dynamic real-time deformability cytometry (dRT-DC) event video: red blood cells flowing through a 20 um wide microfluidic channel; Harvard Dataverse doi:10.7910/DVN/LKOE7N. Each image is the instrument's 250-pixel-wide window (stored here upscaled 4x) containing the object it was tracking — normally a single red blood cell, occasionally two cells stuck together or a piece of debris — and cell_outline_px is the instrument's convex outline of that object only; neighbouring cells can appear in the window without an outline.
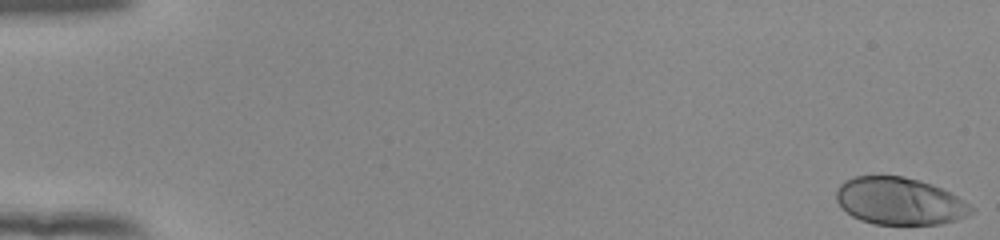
{"species": "human", "species_latin": "Homo sapiens", "temperature_condition": "room temperature", "stored_images_in_passage": 53, "camera_frame_rate_fps": 3000, "um_per_image_px": 0.085, "donor": {"sex": "female"}, "frame": {"image": 1, "passage_image": 1, "time_ms": 0.0, "image_size_px": [1000, 240], "cell_outline_px": [[972, 212], [956, 220], [940, 224], [876, 224], [860, 220], [852, 216], [836, 200], [836, 192], [840, 184], [844, 180], [856, 176], [904, 176], [920, 180], [932, 184], [956, 196], [968, 204], [972, 208]], "centroid_in_image_um": [76.43, 17.09], "position_along_channel_um": 8.6, "area_um2": 36.76}}
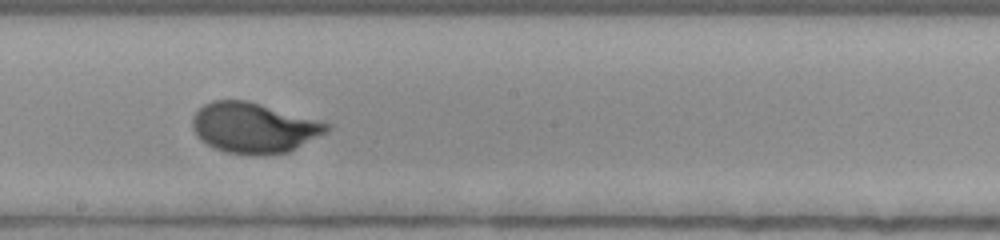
{"frame": {"image": 2, "passage_image": 31, "time_ms": 10.0, "image_size_px": [1000, 240], "cell_outline_px": [[332, 128], [328, 132], [288, 152], [256, 156], [228, 152], [216, 148], [200, 140], [196, 136], [192, 128], [192, 116], [204, 104], [212, 100], [248, 100], [332, 124]], "centroid_in_image_um": [21.59, 10.86], "position_along_channel_um": 226.6, "area_um2": 39.59}}
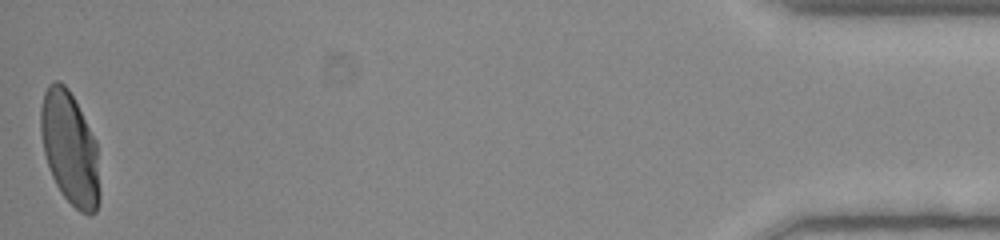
{"frame": {"image": 3, "passage_image": 53, "time_ms": 17.333, "image_size_px": [1000, 240], "cell_outline_px": [[100, 200], [96, 212], [80, 212], [60, 192], [52, 176], [44, 152], [40, 132], [40, 108], [44, 92], [48, 84], [52, 80], [60, 80], [68, 88], [96, 140], [100, 192]], "centroid_in_image_um": [5.93, 12.58], "position_along_channel_um": 429.3, "area_um2": 38.73}, "authors_computed_cell_mechanics": {"area_um2": 37.57, "velocity_mm_per_s": 3.9422, "shape_relaxation_time_tau1_ms": 3.4267, "shape_relaxation_time_tau2_ms": null, "deformation_change_tau1": 0.1971, "deformation_change_tau2": null}}